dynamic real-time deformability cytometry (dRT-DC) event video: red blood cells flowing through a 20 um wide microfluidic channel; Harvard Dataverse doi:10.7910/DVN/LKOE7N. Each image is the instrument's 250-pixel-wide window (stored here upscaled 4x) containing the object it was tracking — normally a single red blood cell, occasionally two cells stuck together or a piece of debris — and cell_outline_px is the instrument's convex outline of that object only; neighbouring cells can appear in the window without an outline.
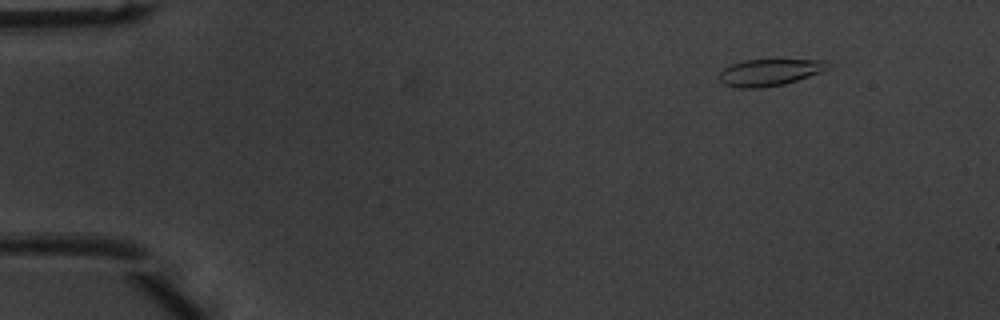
{"species": "common noctule bat (a hibernating species)", "species_latin": "Nyctalus noctula", "temperature_condition": "warm", "stored_images_in_passage": 47, "camera_frame_rate_fps": 3000, "um_per_image_px": 0.085, "animal": {"sex": "male", "body_mass_g": 20.1, "forearm_length_mm": 53.5}, "frame": {"image": 1, "passage_image": 2, "time_ms": 0.333, "image_size_px": [1000, 320], "cell_outline_px": [[832, 64], [828, 68], [820, 72], [784, 84], [760, 88], [736, 88], [724, 84], [720, 80], [720, 72], [724, 68], [732, 64], [744, 60], [824, 60]], "centroid_in_image_um": [65.4, 6.15], "position_along_channel_um": 19.6, "area_um2": 16.76}}
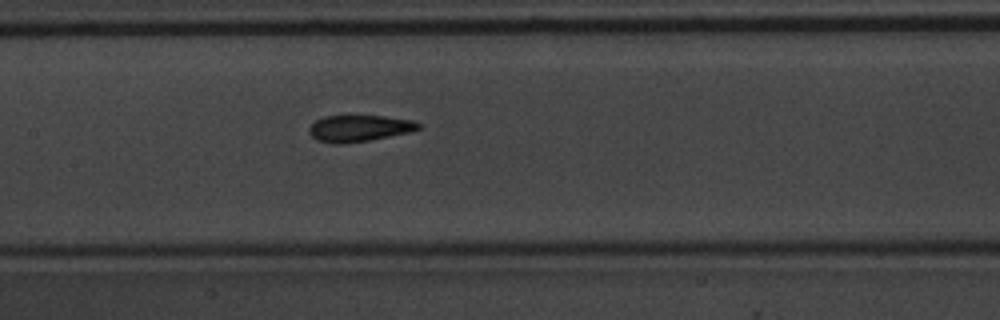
{"frame": {"image": 2, "passage_image": 21, "time_ms": 6.667, "image_size_px": [1000, 320], "cell_outline_px": [[420, 128], [408, 132], [368, 140], [340, 144], [336, 144], [316, 140], [308, 132], [308, 128], [316, 120], [324, 116], [384, 116], [412, 120], [420, 124]], "centroid_in_image_um": [30.48, 10.9], "position_along_channel_um": 176.9, "area_um2": 16.65}}
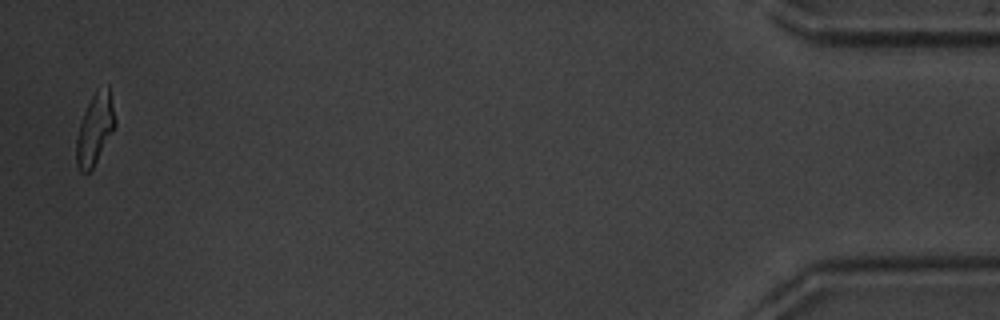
{"frame": {"image": 3, "passage_image": 46, "time_ms": 15.0, "image_size_px": [1000, 320], "cell_outline_px": [[116, 124], [112, 132], [92, 168], [88, 172], [80, 172], [76, 164], [76, 136], [84, 112], [96, 88], [108, 84], [116, 120]], "centroid_in_image_um": [8.06, 10.94], "position_along_channel_um": 427.1, "area_um2": 15.9}, "authors_computed_cell_mechanics": {"area_um2": 17.1088, "velocity_mm_per_s": 4.0154, "shape_relaxation_time_tau1_ms": 3.23, "shape_relaxation_time_tau2_ms": 1.3747, "deformation_change_tau1": 0.1526, "deformation_change_tau2": 0.088}}